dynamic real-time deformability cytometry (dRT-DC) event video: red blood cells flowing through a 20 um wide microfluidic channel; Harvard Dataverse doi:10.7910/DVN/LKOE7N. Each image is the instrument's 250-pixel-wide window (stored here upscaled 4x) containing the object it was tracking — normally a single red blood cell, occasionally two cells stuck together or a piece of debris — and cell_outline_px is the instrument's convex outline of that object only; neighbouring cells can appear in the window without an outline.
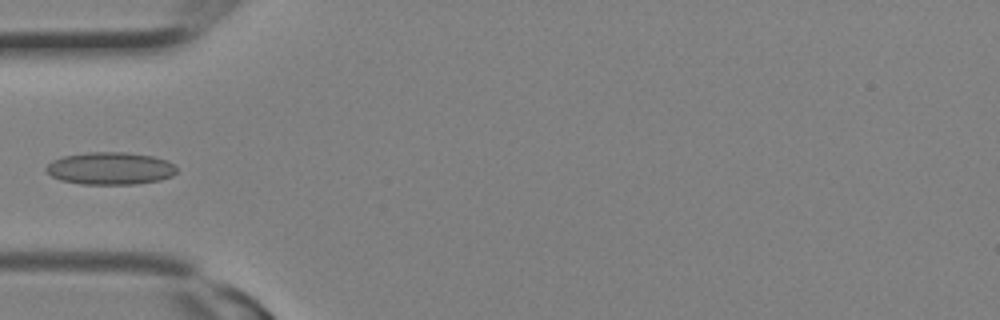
{"species": "Egyptian fruit bat (a non-hibernating species)", "species_latin": "Rousettus aegyptiacus", "temperature_condition": "room temperature", "stored_images_in_passage": 3, "camera_frame_rate_fps": 3000, "um_per_image_px": 0.085, "animal": {"sex": "female"}, "frame": {"image": 1, "passage_image": 3, "time_ms": 0.667, "image_size_px": [1000, 320], "cell_outline_px": [[176, 172], [172, 176], [160, 180], [136, 184], [80, 184], [60, 180], [44, 172], [44, 168], [52, 160], [64, 156], [88, 152], [128, 152], [152, 156], [168, 160], [176, 168]], "centroid_in_image_um": [9.34, 14.31], "position_along_channel_um": 75.7, "area_um2": 24.85}}